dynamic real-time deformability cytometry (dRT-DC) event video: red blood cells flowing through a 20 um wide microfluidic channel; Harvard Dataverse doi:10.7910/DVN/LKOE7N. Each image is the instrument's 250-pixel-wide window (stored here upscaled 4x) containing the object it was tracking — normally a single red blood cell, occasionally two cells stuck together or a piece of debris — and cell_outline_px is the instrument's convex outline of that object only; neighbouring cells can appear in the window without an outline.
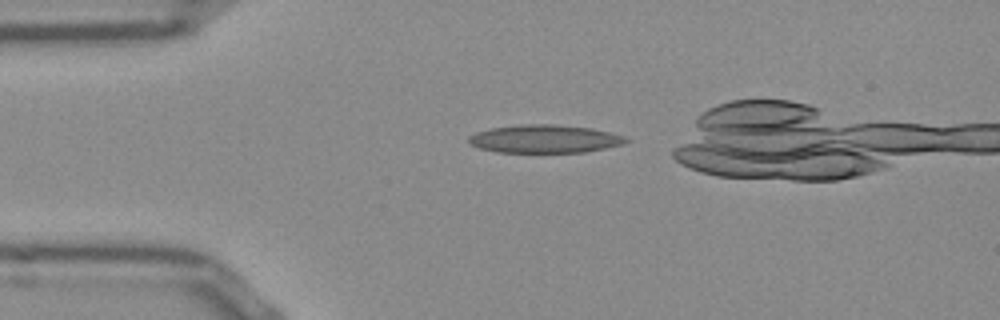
{"species": "Egyptian fruit bat (a non-hibernating species)", "species_latin": "Rousettus aegyptiacus", "temperature_condition": "room temperature", "stored_images_in_passage": 32, "camera_frame_rate_fps": 3000, "um_per_image_px": 0.085, "frame": {"image": 1, "passage_image": 1, "time_ms": 0.0, "image_size_px": [1000, 320], "cell_outline_px": [[628, 140], [624, 144], [584, 152], [496, 152], [480, 148], [472, 144], [468, 140], [468, 136], [476, 132], [492, 128], [520, 124], [556, 124], [592, 128], [624, 136]], "centroid_in_image_um": [46.28, 11.8], "position_along_channel_um": 38.7, "area_um2": 25.61}}
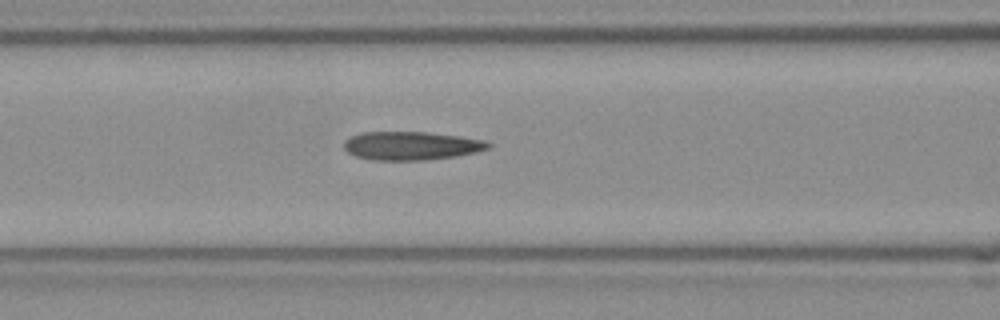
{"frame": {"image": 2, "passage_image": 10, "time_ms": 3.0, "image_size_px": [1000, 320], "cell_outline_px": [[492, 144], [488, 148], [476, 152], [456, 156], [420, 160], [376, 160], [356, 156], [348, 152], [344, 148], [344, 140], [352, 136], [364, 132], [428, 132], [460, 136], [484, 140]], "centroid_in_image_um": [34.96, 12.38], "position_along_channel_um": 131.6, "area_um2": 23.76}}
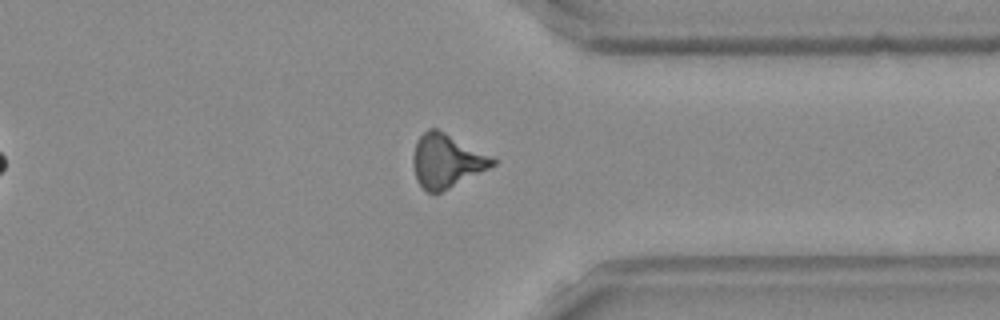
{"frame": {"image": 3, "passage_image": 29, "time_ms": 9.333, "image_size_px": [1000, 320], "cell_outline_px": [[496, 164], [440, 192], [428, 192], [416, 180], [412, 164], [412, 156], [416, 140], [428, 128], [436, 128], [444, 132], [496, 160]], "centroid_in_image_um": [37.88, 13.66], "position_along_channel_um": 373.5, "area_um2": 24.1}}